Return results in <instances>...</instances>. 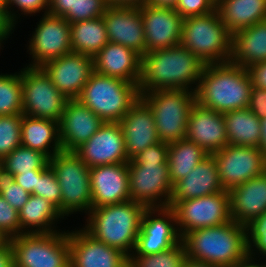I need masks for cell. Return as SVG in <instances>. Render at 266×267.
Segmentation results:
<instances>
[{"mask_svg":"<svg viewBox=\"0 0 266 267\" xmlns=\"http://www.w3.org/2000/svg\"><path fill=\"white\" fill-rule=\"evenodd\" d=\"M146 209L131 200L92 208L83 228L96 240L130 256L135 249Z\"/></svg>","mask_w":266,"mask_h":267,"instance_id":"4","label":"cell"},{"mask_svg":"<svg viewBox=\"0 0 266 267\" xmlns=\"http://www.w3.org/2000/svg\"><path fill=\"white\" fill-rule=\"evenodd\" d=\"M20 73L23 114L59 122L68 99L53 85L41 67L24 65Z\"/></svg>","mask_w":266,"mask_h":267,"instance_id":"10","label":"cell"},{"mask_svg":"<svg viewBox=\"0 0 266 267\" xmlns=\"http://www.w3.org/2000/svg\"><path fill=\"white\" fill-rule=\"evenodd\" d=\"M186 139L212 155L229 145L224 113L194 103L188 119Z\"/></svg>","mask_w":266,"mask_h":267,"instance_id":"22","label":"cell"},{"mask_svg":"<svg viewBox=\"0 0 266 267\" xmlns=\"http://www.w3.org/2000/svg\"><path fill=\"white\" fill-rule=\"evenodd\" d=\"M181 241L187 257L196 261L236 267L249 260L247 227L233 220L189 231Z\"/></svg>","mask_w":266,"mask_h":267,"instance_id":"2","label":"cell"},{"mask_svg":"<svg viewBox=\"0 0 266 267\" xmlns=\"http://www.w3.org/2000/svg\"><path fill=\"white\" fill-rule=\"evenodd\" d=\"M0 231L7 239L22 234L18 210L13 208L0 194Z\"/></svg>","mask_w":266,"mask_h":267,"instance_id":"44","label":"cell"},{"mask_svg":"<svg viewBox=\"0 0 266 267\" xmlns=\"http://www.w3.org/2000/svg\"><path fill=\"white\" fill-rule=\"evenodd\" d=\"M249 260L266 263V213L256 218L247 226ZM258 255V256H257ZM262 259L265 260L262 262ZM257 258H259L257 260ZM261 260V261H260Z\"/></svg>","mask_w":266,"mask_h":267,"instance_id":"39","label":"cell"},{"mask_svg":"<svg viewBox=\"0 0 266 267\" xmlns=\"http://www.w3.org/2000/svg\"><path fill=\"white\" fill-rule=\"evenodd\" d=\"M216 10V0H179L175 11L184 19L206 15Z\"/></svg>","mask_w":266,"mask_h":267,"instance_id":"46","label":"cell"},{"mask_svg":"<svg viewBox=\"0 0 266 267\" xmlns=\"http://www.w3.org/2000/svg\"><path fill=\"white\" fill-rule=\"evenodd\" d=\"M8 242V239L4 236V234L0 231V246H3Z\"/></svg>","mask_w":266,"mask_h":267,"instance_id":"58","label":"cell"},{"mask_svg":"<svg viewBox=\"0 0 266 267\" xmlns=\"http://www.w3.org/2000/svg\"><path fill=\"white\" fill-rule=\"evenodd\" d=\"M3 169H2V163H1V161H0V172L2 171Z\"/></svg>","mask_w":266,"mask_h":267,"instance_id":"61","label":"cell"},{"mask_svg":"<svg viewBox=\"0 0 266 267\" xmlns=\"http://www.w3.org/2000/svg\"><path fill=\"white\" fill-rule=\"evenodd\" d=\"M230 61L246 69L266 61V20L243 28L232 35Z\"/></svg>","mask_w":266,"mask_h":267,"instance_id":"29","label":"cell"},{"mask_svg":"<svg viewBox=\"0 0 266 267\" xmlns=\"http://www.w3.org/2000/svg\"><path fill=\"white\" fill-rule=\"evenodd\" d=\"M18 214L22 234H47L62 231L57 230V224L64 220V217L50 201L43 197L31 194Z\"/></svg>","mask_w":266,"mask_h":267,"instance_id":"28","label":"cell"},{"mask_svg":"<svg viewBox=\"0 0 266 267\" xmlns=\"http://www.w3.org/2000/svg\"><path fill=\"white\" fill-rule=\"evenodd\" d=\"M104 121L78 99H68L59 121L63 151H74L99 130Z\"/></svg>","mask_w":266,"mask_h":267,"instance_id":"23","label":"cell"},{"mask_svg":"<svg viewBox=\"0 0 266 267\" xmlns=\"http://www.w3.org/2000/svg\"><path fill=\"white\" fill-rule=\"evenodd\" d=\"M119 123L123 130L125 149L129 160L148 146L160 142L152 110L141 98Z\"/></svg>","mask_w":266,"mask_h":267,"instance_id":"25","label":"cell"},{"mask_svg":"<svg viewBox=\"0 0 266 267\" xmlns=\"http://www.w3.org/2000/svg\"><path fill=\"white\" fill-rule=\"evenodd\" d=\"M216 10L232 35L266 20V0H216Z\"/></svg>","mask_w":266,"mask_h":267,"instance_id":"31","label":"cell"},{"mask_svg":"<svg viewBox=\"0 0 266 267\" xmlns=\"http://www.w3.org/2000/svg\"><path fill=\"white\" fill-rule=\"evenodd\" d=\"M32 194L47 199L60 212L61 187L50 165L37 174V183Z\"/></svg>","mask_w":266,"mask_h":267,"instance_id":"40","label":"cell"},{"mask_svg":"<svg viewBox=\"0 0 266 267\" xmlns=\"http://www.w3.org/2000/svg\"><path fill=\"white\" fill-rule=\"evenodd\" d=\"M16 25L9 19L5 6H0V46L4 48L5 41L10 38Z\"/></svg>","mask_w":266,"mask_h":267,"instance_id":"48","label":"cell"},{"mask_svg":"<svg viewBox=\"0 0 266 267\" xmlns=\"http://www.w3.org/2000/svg\"><path fill=\"white\" fill-rule=\"evenodd\" d=\"M181 242L172 208H147L141 219L136 246L131 255H151L171 249Z\"/></svg>","mask_w":266,"mask_h":267,"instance_id":"15","label":"cell"},{"mask_svg":"<svg viewBox=\"0 0 266 267\" xmlns=\"http://www.w3.org/2000/svg\"><path fill=\"white\" fill-rule=\"evenodd\" d=\"M148 0H107L109 6H140Z\"/></svg>","mask_w":266,"mask_h":267,"instance_id":"53","label":"cell"},{"mask_svg":"<svg viewBox=\"0 0 266 267\" xmlns=\"http://www.w3.org/2000/svg\"><path fill=\"white\" fill-rule=\"evenodd\" d=\"M179 0H148L147 3L158 8L175 9Z\"/></svg>","mask_w":266,"mask_h":267,"instance_id":"54","label":"cell"},{"mask_svg":"<svg viewBox=\"0 0 266 267\" xmlns=\"http://www.w3.org/2000/svg\"><path fill=\"white\" fill-rule=\"evenodd\" d=\"M203 68L204 63L181 45L148 52L141 57L139 93L156 90L195 92Z\"/></svg>","mask_w":266,"mask_h":267,"instance_id":"1","label":"cell"},{"mask_svg":"<svg viewBox=\"0 0 266 267\" xmlns=\"http://www.w3.org/2000/svg\"><path fill=\"white\" fill-rule=\"evenodd\" d=\"M0 267H14L13 251L9 241L0 246Z\"/></svg>","mask_w":266,"mask_h":267,"instance_id":"52","label":"cell"},{"mask_svg":"<svg viewBox=\"0 0 266 267\" xmlns=\"http://www.w3.org/2000/svg\"><path fill=\"white\" fill-rule=\"evenodd\" d=\"M93 65L96 73L139 84L141 56L126 46L108 42L93 57Z\"/></svg>","mask_w":266,"mask_h":267,"instance_id":"27","label":"cell"},{"mask_svg":"<svg viewBox=\"0 0 266 267\" xmlns=\"http://www.w3.org/2000/svg\"><path fill=\"white\" fill-rule=\"evenodd\" d=\"M154 116L157 135L171 143L185 138L190 111L196 102L191 90H156L140 94Z\"/></svg>","mask_w":266,"mask_h":267,"instance_id":"8","label":"cell"},{"mask_svg":"<svg viewBox=\"0 0 266 267\" xmlns=\"http://www.w3.org/2000/svg\"><path fill=\"white\" fill-rule=\"evenodd\" d=\"M14 267H70L68 230L21 234L8 239Z\"/></svg>","mask_w":266,"mask_h":267,"instance_id":"9","label":"cell"},{"mask_svg":"<svg viewBox=\"0 0 266 267\" xmlns=\"http://www.w3.org/2000/svg\"><path fill=\"white\" fill-rule=\"evenodd\" d=\"M23 114L0 116V160L21 145Z\"/></svg>","mask_w":266,"mask_h":267,"instance_id":"38","label":"cell"},{"mask_svg":"<svg viewBox=\"0 0 266 267\" xmlns=\"http://www.w3.org/2000/svg\"><path fill=\"white\" fill-rule=\"evenodd\" d=\"M213 156L219 180L227 191L266 171V157L258 147L227 145Z\"/></svg>","mask_w":266,"mask_h":267,"instance_id":"14","label":"cell"},{"mask_svg":"<svg viewBox=\"0 0 266 267\" xmlns=\"http://www.w3.org/2000/svg\"><path fill=\"white\" fill-rule=\"evenodd\" d=\"M253 86L266 89V61L247 68Z\"/></svg>","mask_w":266,"mask_h":267,"instance_id":"49","label":"cell"},{"mask_svg":"<svg viewBox=\"0 0 266 267\" xmlns=\"http://www.w3.org/2000/svg\"><path fill=\"white\" fill-rule=\"evenodd\" d=\"M92 208L130 200L128 162L90 168Z\"/></svg>","mask_w":266,"mask_h":267,"instance_id":"21","label":"cell"},{"mask_svg":"<svg viewBox=\"0 0 266 267\" xmlns=\"http://www.w3.org/2000/svg\"><path fill=\"white\" fill-rule=\"evenodd\" d=\"M40 17L26 46L31 59L26 66L30 67H41L72 52L70 23L64 17L51 13H42Z\"/></svg>","mask_w":266,"mask_h":267,"instance_id":"11","label":"cell"},{"mask_svg":"<svg viewBox=\"0 0 266 267\" xmlns=\"http://www.w3.org/2000/svg\"><path fill=\"white\" fill-rule=\"evenodd\" d=\"M109 5L107 0H76L75 12H68L64 18L69 23L103 17Z\"/></svg>","mask_w":266,"mask_h":267,"instance_id":"43","label":"cell"},{"mask_svg":"<svg viewBox=\"0 0 266 267\" xmlns=\"http://www.w3.org/2000/svg\"><path fill=\"white\" fill-rule=\"evenodd\" d=\"M23 114L20 71L0 73V116Z\"/></svg>","mask_w":266,"mask_h":267,"instance_id":"36","label":"cell"},{"mask_svg":"<svg viewBox=\"0 0 266 267\" xmlns=\"http://www.w3.org/2000/svg\"><path fill=\"white\" fill-rule=\"evenodd\" d=\"M187 254L181 241L171 249L151 255H130L128 267H182Z\"/></svg>","mask_w":266,"mask_h":267,"instance_id":"37","label":"cell"},{"mask_svg":"<svg viewBox=\"0 0 266 267\" xmlns=\"http://www.w3.org/2000/svg\"><path fill=\"white\" fill-rule=\"evenodd\" d=\"M109 42L145 55V33L139 6H109L103 15Z\"/></svg>","mask_w":266,"mask_h":267,"instance_id":"20","label":"cell"},{"mask_svg":"<svg viewBox=\"0 0 266 267\" xmlns=\"http://www.w3.org/2000/svg\"><path fill=\"white\" fill-rule=\"evenodd\" d=\"M209 155L203 148L186 138L169 143L168 169L172 184L186 177L192 168Z\"/></svg>","mask_w":266,"mask_h":267,"instance_id":"34","label":"cell"},{"mask_svg":"<svg viewBox=\"0 0 266 267\" xmlns=\"http://www.w3.org/2000/svg\"><path fill=\"white\" fill-rule=\"evenodd\" d=\"M145 33V54L180 45L183 18L172 8H158L148 3L139 6Z\"/></svg>","mask_w":266,"mask_h":267,"instance_id":"18","label":"cell"},{"mask_svg":"<svg viewBox=\"0 0 266 267\" xmlns=\"http://www.w3.org/2000/svg\"><path fill=\"white\" fill-rule=\"evenodd\" d=\"M261 145L260 149L266 157V118L261 119Z\"/></svg>","mask_w":266,"mask_h":267,"instance_id":"56","label":"cell"},{"mask_svg":"<svg viewBox=\"0 0 266 267\" xmlns=\"http://www.w3.org/2000/svg\"><path fill=\"white\" fill-rule=\"evenodd\" d=\"M5 1L6 0H0V6H5Z\"/></svg>","mask_w":266,"mask_h":267,"instance_id":"60","label":"cell"},{"mask_svg":"<svg viewBox=\"0 0 266 267\" xmlns=\"http://www.w3.org/2000/svg\"><path fill=\"white\" fill-rule=\"evenodd\" d=\"M46 1L49 4V6H51L55 2V0H46Z\"/></svg>","mask_w":266,"mask_h":267,"instance_id":"59","label":"cell"},{"mask_svg":"<svg viewBox=\"0 0 266 267\" xmlns=\"http://www.w3.org/2000/svg\"><path fill=\"white\" fill-rule=\"evenodd\" d=\"M176 215L177 230L182 238L189 231L220 226L230 222L228 191L185 199L173 208Z\"/></svg>","mask_w":266,"mask_h":267,"instance_id":"12","label":"cell"},{"mask_svg":"<svg viewBox=\"0 0 266 267\" xmlns=\"http://www.w3.org/2000/svg\"><path fill=\"white\" fill-rule=\"evenodd\" d=\"M0 194L18 211L24 206L31 195L21 185L15 182L13 174L4 170L0 172Z\"/></svg>","mask_w":266,"mask_h":267,"instance_id":"42","label":"cell"},{"mask_svg":"<svg viewBox=\"0 0 266 267\" xmlns=\"http://www.w3.org/2000/svg\"><path fill=\"white\" fill-rule=\"evenodd\" d=\"M41 68L67 99H77L94 72L93 57L74 52L49 61Z\"/></svg>","mask_w":266,"mask_h":267,"instance_id":"19","label":"cell"},{"mask_svg":"<svg viewBox=\"0 0 266 267\" xmlns=\"http://www.w3.org/2000/svg\"><path fill=\"white\" fill-rule=\"evenodd\" d=\"M229 145L258 147L261 145V120L249 108L224 113Z\"/></svg>","mask_w":266,"mask_h":267,"instance_id":"32","label":"cell"},{"mask_svg":"<svg viewBox=\"0 0 266 267\" xmlns=\"http://www.w3.org/2000/svg\"><path fill=\"white\" fill-rule=\"evenodd\" d=\"M225 191L220 180L215 157L207 156L191 169L186 177L173 185V191L168 207L173 208L185 199L199 198Z\"/></svg>","mask_w":266,"mask_h":267,"instance_id":"26","label":"cell"},{"mask_svg":"<svg viewBox=\"0 0 266 267\" xmlns=\"http://www.w3.org/2000/svg\"><path fill=\"white\" fill-rule=\"evenodd\" d=\"M49 165L61 187L60 214L64 218L78 212L87 216L92 209L90 168L74 151L56 153Z\"/></svg>","mask_w":266,"mask_h":267,"instance_id":"7","label":"cell"},{"mask_svg":"<svg viewBox=\"0 0 266 267\" xmlns=\"http://www.w3.org/2000/svg\"><path fill=\"white\" fill-rule=\"evenodd\" d=\"M236 267H265L264 264H259L257 261L248 260L244 264H241L240 266Z\"/></svg>","mask_w":266,"mask_h":267,"instance_id":"57","label":"cell"},{"mask_svg":"<svg viewBox=\"0 0 266 267\" xmlns=\"http://www.w3.org/2000/svg\"><path fill=\"white\" fill-rule=\"evenodd\" d=\"M182 267H222V266L196 261L187 257Z\"/></svg>","mask_w":266,"mask_h":267,"instance_id":"55","label":"cell"},{"mask_svg":"<svg viewBox=\"0 0 266 267\" xmlns=\"http://www.w3.org/2000/svg\"><path fill=\"white\" fill-rule=\"evenodd\" d=\"M228 194L231 219L247 227L266 213V171L230 188Z\"/></svg>","mask_w":266,"mask_h":267,"instance_id":"24","label":"cell"},{"mask_svg":"<svg viewBox=\"0 0 266 267\" xmlns=\"http://www.w3.org/2000/svg\"><path fill=\"white\" fill-rule=\"evenodd\" d=\"M248 108L260 120L266 118V89L252 87Z\"/></svg>","mask_w":266,"mask_h":267,"instance_id":"47","label":"cell"},{"mask_svg":"<svg viewBox=\"0 0 266 267\" xmlns=\"http://www.w3.org/2000/svg\"><path fill=\"white\" fill-rule=\"evenodd\" d=\"M40 171L41 170H32L30 172L16 174L14 175L15 182L21 185L29 194H32L34 187H36L37 174Z\"/></svg>","mask_w":266,"mask_h":267,"instance_id":"50","label":"cell"},{"mask_svg":"<svg viewBox=\"0 0 266 267\" xmlns=\"http://www.w3.org/2000/svg\"><path fill=\"white\" fill-rule=\"evenodd\" d=\"M49 160L45 154L20 145L0 161L4 171L16 175L32 170H42L49 165Z\"/></svg>","mask_w":266,"mask_h":267,"instance_id":"35","label":"cell"},{"mask_svg":"<svg viewBox=\"0 0 266 267\" xmlns=\"http://www.w3.org/2000/svg\"><path fill=\"white\" fill-rule=\"evenodd\" d=\"M180 45L204 64L225 63L232 56V34L217 10L183 19Z\"/></svg>","mask_w":266,"mask_h":267,"instance_id":"5","label":"cell"},{"mask_svg":"<svg viewBox=\"0 0 266 267\" xmlns=\"http://www.w3.org/2000/svg\"><path fill=\"white\" fill-rule=\"evenodd\" d=\"M89 167L128 162L120 123H106L91 138L74 150Z\"/></svg>","mask_w":266,"mask_h":267,"instance_id":"17","label":"cell"},{"mask_svg":"<svg viewBox=\"0 0 266 267\" xmlns=\"http://www.w3.org/2000/svg\"><path fill=\"white\" fill-rule=\"evenodd\" d=\"M76 0H55L50 6L49 13L64 17L68 12H75Z\"/></svg>","mask_w":266,"mask_h":267,"instance_id":"51","label":"cell"},{"mask_svg":"<svg viewBox=\"0 0 266 267\" xmlns=\"http://www.w3.org/2000/svg\"><path fill=\"white\" fill-rule=\"evenodd\" d=\"M21 145L45 154L49 159L63 151L59 139V122L23 114Z\"/></svg>","mask_w":266,"mask_h":267,"instance_id":"30","label":"cell"},{"mask_svg":"<svg viewBox=\"0 0 266 267\" xmlns=\"http://www.w3.org/2000/svg\"><path fill=\"white\" fill-rule=\"evenodd\" d=\"M128 167L130 200L146 208L168 207L173 191L168 164L137 165L130 159Z\"/></svg>","mask_w":266,"mask_h":267,"instance_id":"13","label":"cell"},{"mask_svg":"<svg viewBox=\"0 0 266 267\" xmlns=\"http://www.w3.org/2000/svg\"><path fill=\"white\" fill-rule=\"evenodd\" d=\"M139 98L138 84L94 71L77 99L104 122L119 123Z\"/></svg>","mask_w":266,"mask_h":267,"instance_id":"6","label":"cell"},{"mask_svg":"<svg viewBox=\"0 0 266 267\" xmlns=\"http://www.w3.org/2000/svg\"><path fill=\"white\" fill-rule=\"evenodd\" d=\"M5 8L9 19L16 26L21 21V15H24L23 17H31L33 15L35 16V14L40 12L47 14L50 11V6L46 0H6Z\"/></svg>","mask_w":266,"mask_h":267,"instance_id":"41","label":"cell"},{"mask_svg":"<svg viewBox=\"0 0 266 267\" xmlns=\"http://www.w3.org/2000/svg\"><path fill=\"white\" fill-rule=\"evenodd\" d=\"M253 87L248 70L231 61L204 64L196 101L219 113L248 108Z\"/></svg>","mask_w":266,"mask_h":267,"instance_id":"3","label":"cell"},{"mask_svg":"<svg viewBox=\"0 0 266 267\" xmlns=\"http://www.w3.org/2000/svg\"><path fill=\"white\" fill-rule=\"evenodd\" d=\"M71 49L94 57L109 42L103 17L70 23Z\"/></svg>","mask_w":266,"mask_h":267,"instance_id":"33","label":"cell"},{"mask_svg":"<svg viewBox=\"0 0 266 267\" xmlns=\"http://www.w3.org/2000/svg\"><path fill=\"white\" fill-rule=\"evenodd\" d=\"M169 143L157 142L134 155L131 160L137 165L168 164Z\"/></svg>","mask_w":266,"mask_h":267,"instance_id":"45","label":"cell"},{"mask_svg":"<svg viewBox=\"0 0 266 267\" xmlns=\"http://www.w3.org/2000/svg\"><path fill=\"white\" fill-rule=\"evenodd\" d=\"M70 267H128L129 256L96 240L83 227L69 231Z\"/></svg>","mask_w":266,"mask_h":267,"instance_id":"16","label":"cell"}]
</instances>
